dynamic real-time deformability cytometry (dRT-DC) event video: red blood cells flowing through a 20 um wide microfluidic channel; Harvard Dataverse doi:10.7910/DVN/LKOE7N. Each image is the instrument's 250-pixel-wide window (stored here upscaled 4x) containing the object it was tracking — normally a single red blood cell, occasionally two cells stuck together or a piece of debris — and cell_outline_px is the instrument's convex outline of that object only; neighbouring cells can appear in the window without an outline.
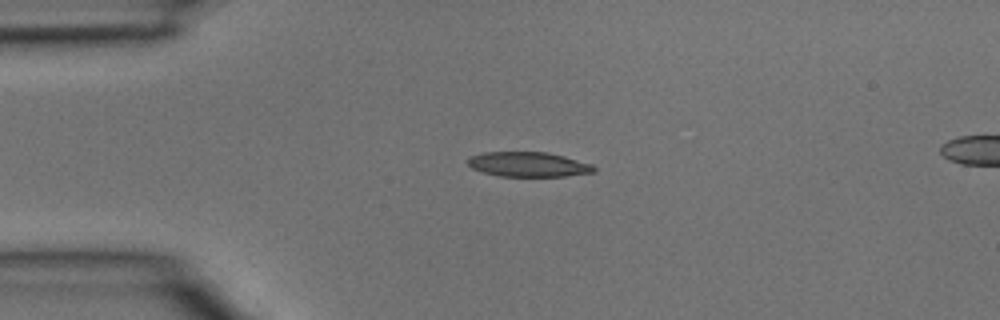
{"species": "common noctule bat (a hibernating species)", "species_latin": "Nyctalus noctula", "temperature_condition": "room temperature", "stored_images_in_passage": 3, "camera_frame_rate_fps": 3000, "um_per_image_px": 0.085, "animal": {"sex": "male", "body_mass_g": 15.6}, "frame": {"image": 1, "passage_image": 2, "time_ms": 0.333, "image_size_px": [1000, 320], "cell_outline_px": [[596, 172], [564, 176], [500, 176], [484, 172], [472, 168], [468, 164], [468, 160], [472, 156], [484, 152], [548, 152], [564, 156], [592, 164], [596, 168]], "centroid_in_image_um": [44.95, 13.97], "position_along_channel_um": 40.0, "area_um2": 18.09}}